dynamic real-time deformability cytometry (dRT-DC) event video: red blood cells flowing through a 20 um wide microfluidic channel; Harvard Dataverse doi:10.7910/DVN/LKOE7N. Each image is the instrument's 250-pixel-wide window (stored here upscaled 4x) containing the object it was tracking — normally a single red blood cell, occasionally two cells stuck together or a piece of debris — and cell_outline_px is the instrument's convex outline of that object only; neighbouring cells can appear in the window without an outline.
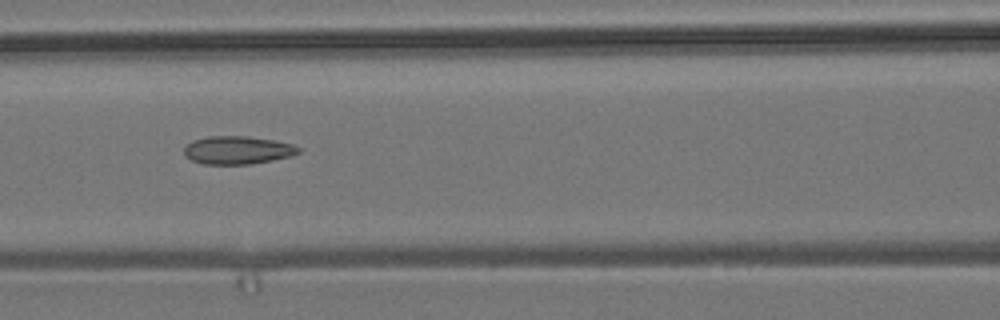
{"species": "common noctule bat (a hibernating species)", "species_latin": "Nyctalus noctula", "temperature_condition": "room temperature", "stored_images_in_passage": 9, "camera_frame_rate_fps": 3000, "um_per_image_px": 0.085, "animal": {"sex": "male", "body_mass_g": 19.2, "forearm_length_mm": 51.8}, "frame": {"image": 1, "passage_image": 8, "time_ms": 8.0, "image_size_px": [1000, 320], "cell_outline_px": [[300, 152], [292, 156], [252, 164], [204, 164], [192, 160], [184, 156], [184, 148], [192, 140], [208, 136], [248, 136], [276, 140], [292, 144], [300, 148]], "centroid_in_image_um": [20.2, 12.75], "position_along_channel_um": 146.4, "area_um2": 18.84}}
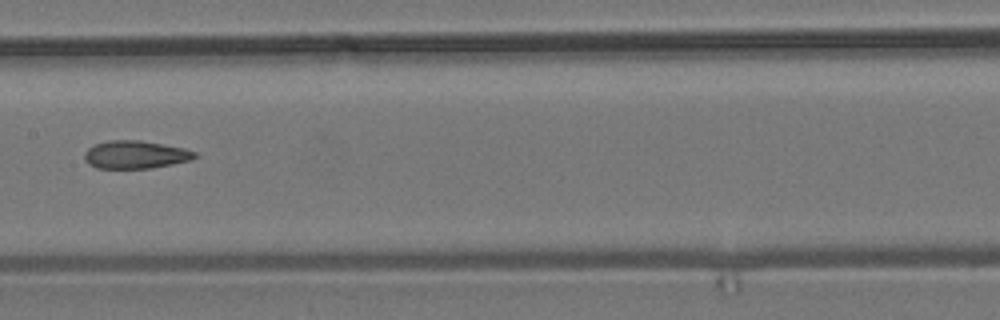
{"frame": {"image": 2, "passage_image": 9, "time_ms": 9.333, "image_size_px": [1000, 320], "cell_outline_px": [[200, 156], [192, 160], [172, 164], [148, 168], [96, 168], [88, 164], [84, 160], [84, 152], [88, 148], [96, 144], [108, 140], [140, 140], [184, 148], [196, 152]], "centroid_in_image_um": [11.52, 13.14], "position_along_channel_um": 195.9, "area_um2": 18.03}}